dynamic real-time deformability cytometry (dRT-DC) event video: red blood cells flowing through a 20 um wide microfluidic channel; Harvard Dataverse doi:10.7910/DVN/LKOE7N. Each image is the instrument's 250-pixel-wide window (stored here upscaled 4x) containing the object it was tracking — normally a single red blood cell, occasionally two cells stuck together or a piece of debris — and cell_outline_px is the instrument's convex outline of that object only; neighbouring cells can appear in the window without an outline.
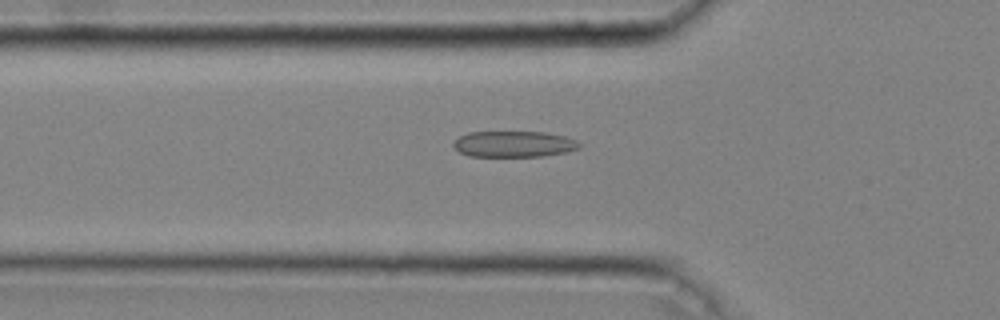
{"species": "common noctule bat (a hibernating species)", "species_latin": "Nyctalus noctula", "temperature_condition": "cold", "stored_images_in_passage": 44, "camera_frame_rate_fps": 3000, "um_per_image_px": 0.085, "animal": {"sex": "male", "body_mass_g": 20.4}, "frame": {"image": 1, "passage_image": 16, "time_ms": 5.0, "image_size_px": [1000, 320], "cell_outline_px": [[584, 144], [580, 148], [568, 152], [544, 156], [468, 156], [460, 152], [452, 144], [460, 136], [468, 132], [548, 132], [564, 136], [576, 140]], "centroid_in_image_um": [43.74, 12.24], "position_along_channel_um": 82.1, "area_um2": 19.25}}
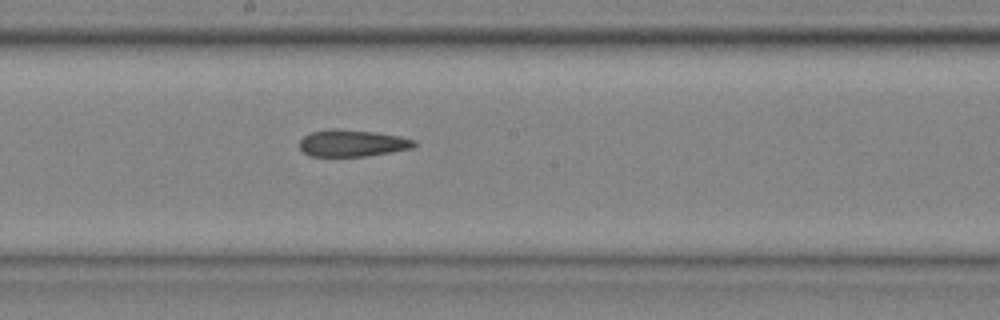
{"frame": {"image": 2, "passage_image": 26, "time_ms": 8.333, "image_size_px": [1000, 320], "cell_outline_px": [[420, 144], [412, 148], [392, 152], [368, 156], [308, 156], [300, 148], [300, 140], [304, 136], [312, 132], [328, 128], [336, 128], [376, 132], [400, 136], [416, 140]], "centroid_in_image_um": [29.98, 12.16], "position_along_channel_um": 218.2, "area_um2": 18.21}}
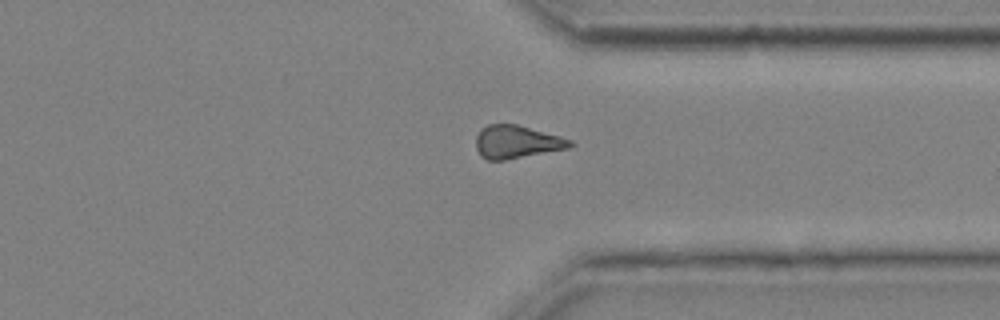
{"frame": {"image": 3, "passage_image": 37, "time_ms": 12.0, "image_size_px": [1000, 320], "cell_outline_px": [[576, 144], [568, 148], [504, 160], [488, 160], [480, 156], [476, 148], [476, 136], [480, 128], [488, 124], [516, 124], [560, 136], [572, 140]], "centroid_in_image_um": [43.9, 12.06], "position_along_channel_um": 367.5, "area_um2": 18.09}, "authors_computed_cell_mechanics": {"area_um2": 18.7272, "velocity_mm_per_s": 4.0775, "shape_relaxation_time_tau1_ms": null, "shape_relaxation_time_tau2_ms": 8.0272, "deformation_change_tau1": null, "deformation_change_tau2": 0.2052}}